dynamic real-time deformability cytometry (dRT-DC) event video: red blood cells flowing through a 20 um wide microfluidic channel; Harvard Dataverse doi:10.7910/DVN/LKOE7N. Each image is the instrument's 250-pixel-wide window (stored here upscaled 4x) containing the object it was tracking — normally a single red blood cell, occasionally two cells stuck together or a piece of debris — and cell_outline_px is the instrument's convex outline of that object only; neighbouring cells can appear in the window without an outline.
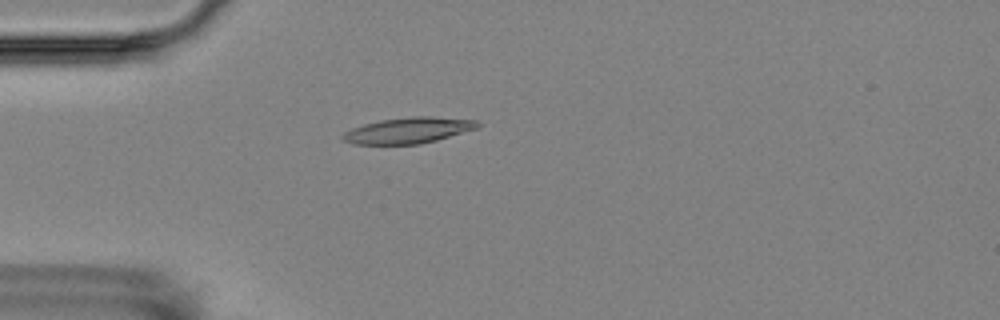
{"species": "Egyptian fruit bat (a non-hibernating species)", "species_latin": "Rousettus aegyptiacus", "temperature_condition": "room temperature", "stored_images_in_passage": 5, "camera_frame_rate_fps": 3000, "um_per_image_px": 0.085, "animal": {"sex": "female"}, "frame": {"image": 1, "passage_image": 4, "time_ms": 3.667, "image_size_px": [1000, 320], "cell_outline_px": [[480, 124], [476, 128], [436, 140], [420, 144], [352, 144], [344, 140], [340, 136], [344, 132], [352, 128], [364, 124], [380, 120], [412, 116], [432, 116], [476, 120]], "centroid_in_image_um": [34.67, 11.08], "position_along_channel_um": 50.3, "area_um2": 20.23}}